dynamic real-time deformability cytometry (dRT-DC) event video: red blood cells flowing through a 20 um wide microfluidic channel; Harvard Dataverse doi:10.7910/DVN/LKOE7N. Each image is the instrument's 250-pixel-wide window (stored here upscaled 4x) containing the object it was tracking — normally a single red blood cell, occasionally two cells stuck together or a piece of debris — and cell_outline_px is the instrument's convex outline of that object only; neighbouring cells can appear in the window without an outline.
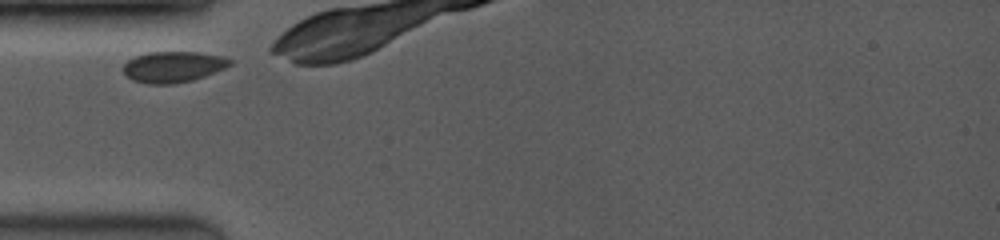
{"species": "common noctule bat (a hibernating species)", "species_latin": "Nyctalus noctula", "temperature_condition": "room temperature", "stored_images_in_passage": 43, "camera_frame_rate_fps": 3500, "um_per_image_px": 0.085, "animal": {"sex": "female", "body_mass_g": 19.0, "forearm_length_mm": 53.3}, "frame": {"image": 1, "passage_image": 1, "time_ms": 0.0, "image_size_px": [1000, 240], "cell_outline_px": [[232, 64], [224, 68], [204, 76], [192, 80], [172, 84], [148, 84], [132, 80], [120, 68], [128, 60], [136, 56], [148, 52], [200, 52], [224, 56], [232, 60]], "centroid_in_image_um": [14.71, 5.67], "position_along_channel_um": 70.3, "area_um2": 19.31}}